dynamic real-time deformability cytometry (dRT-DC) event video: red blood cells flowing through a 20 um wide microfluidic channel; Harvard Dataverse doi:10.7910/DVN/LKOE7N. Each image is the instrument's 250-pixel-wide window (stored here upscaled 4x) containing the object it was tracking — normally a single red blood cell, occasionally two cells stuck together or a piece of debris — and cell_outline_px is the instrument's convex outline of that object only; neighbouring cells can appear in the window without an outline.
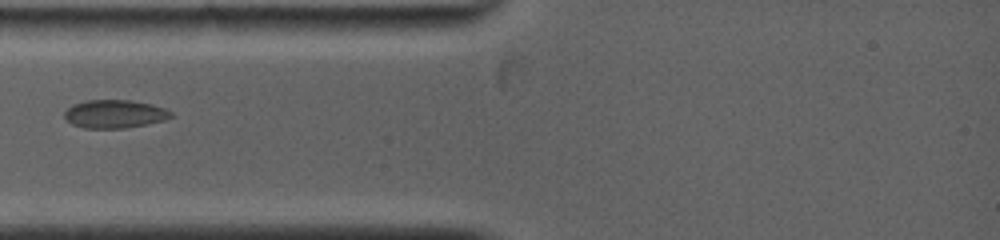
{"species": "common noctule bat (a hibernating species)", "species_latin": "Nyctalus noctula", "temperature_condition": "warm", "stored_images_in_passage": 29, "camera_frame_rate_fps": 5000, "um_per_image_px": 0.085, "animal": {"sex": "female", "body_mass_g": 19.0, "forearm_length_mm": 53.3}, "frame": {"image": 1, "passage_image": 1, "time_ms": 0.0, "image_size_px": [1000, 240], "cell_outline_px": [[172, 116], [164, 120], [148, 124], [124, 128], [84, 128], [72, 124], [64, 116], [64, 112], [72, 104], [88, 100], [128, 100], [152, 104], [164, 108], [172, 112]], "centroid_in_image_um": [9.74, 9.68], "position_along_channel_um": 75.3, "area_um2": 17.46}}
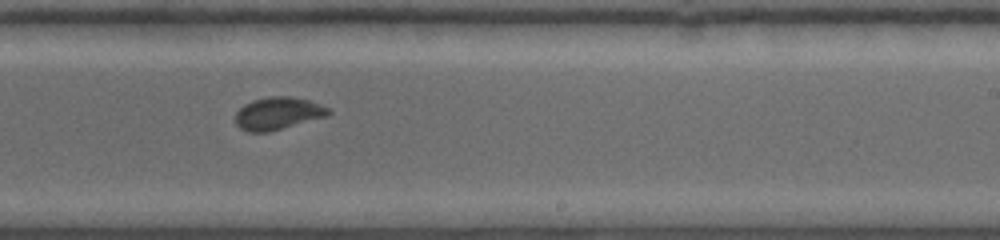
{"frame": {"image": 2, "passage_image": 12, "time_ms": 4.8, "image_size_px": [1000, 240], "cell_outline_px": [[332, 112], [328, 116], [268, 132], [248, 132], [240, 128], [236, 124], [236, 112], [244, 104], [252, 100], [268, 96], [292, 96], [308, 100], [320, 104], [328, 108]], "centroid_in_image_um": [23.63, 9.63], "position_along_channel_um": 265.4, "area_um2": 17.69}}
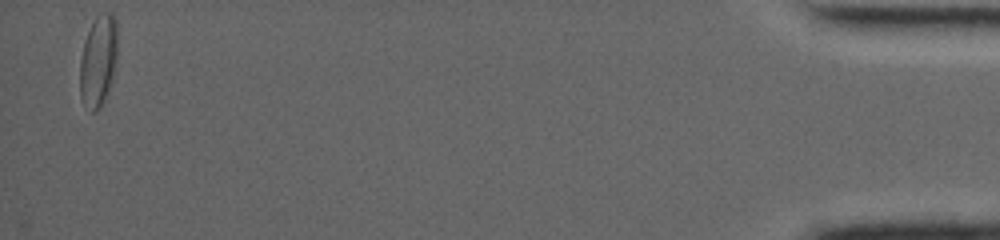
{"frame": {"image": 3, "passage_image": 29, "time_ms": 12.4, "image_size_px": [1000, 240], "cell_outline_px": [[116, 60], [108, 92], [100, 108], [96, 112], [92, 112], [80, 100], [80, 56], [92, 20], [100, 12], [108, 12], [116, 20]], "centroid_in_image_um": [8.33, 5.18], "position_along_channel_um": 426.9, "area_um2": 19.94}}